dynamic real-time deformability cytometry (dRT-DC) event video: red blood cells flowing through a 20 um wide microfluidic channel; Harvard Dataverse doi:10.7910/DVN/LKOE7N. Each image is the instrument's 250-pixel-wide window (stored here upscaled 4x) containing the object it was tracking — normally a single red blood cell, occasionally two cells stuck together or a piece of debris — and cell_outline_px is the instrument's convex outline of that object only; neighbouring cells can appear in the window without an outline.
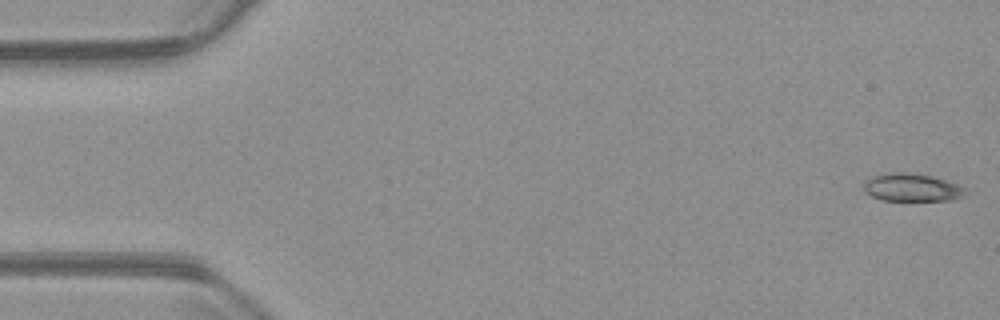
{"species": "common noctule bat (a hibernating species)", "species_latin": "Nyctalus noctula", "temperature_condition": "warm", "stored_images_in_passage": 55, "camera_frame_rate_fps": 3000, "um_per_image_px": 0.085, "animal": {"sex": "male", "body_mass_g": 23.1, "forearm_length_mm": 52.7}, "frame": {"image": 1, "passage_image": 1, "time_ms": 0.0, "image_size_px": [1000, 320], "cell_outline_px": [[964, 196], [952, 200], [884, 200], [872, 196], [864, 192], [864, 184], [872, 176], [884, 172], [908, 172], [932, 176], [956, 184], [964, 188]], "centroid_in_image_um": [77.47, 15.92], "position_along_channel_um": 7.5, "area_um2": 16.36}}
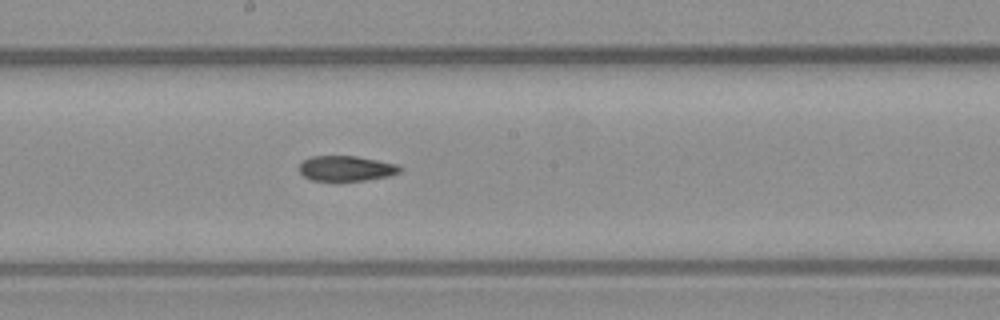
{"frame": {"image": 2, "passage_image": 29, "time_ms": 9.333, "image_size_px": [1000, 320], "cell_outline_px": [[404, 168], [400, 172], [388, 176], [364, 180], [336, 184], [312, 180], [304, 176], [300, 172], [300, 164], [304, 160], [312, 156], [356, 156], [396, 164]], "centroid_in_image_um": [29.4, 14.36], "position_along_channel_um": 218.8, "area_um2": 15.32}}
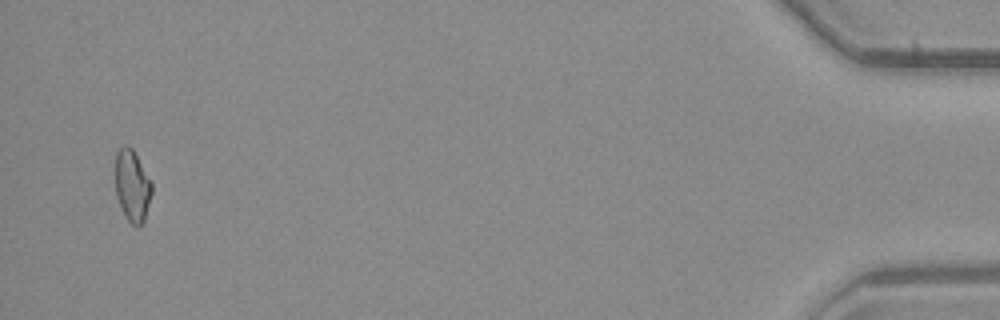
{"frame": {"image": 3, "passage_image": 53, "time_ms": 17.333, "image_size_px": [1000, 320], "cell_outline_px": [[152, 192], [144, 220], [140, 224], [132, 224], [124, 216], [116, 196], [116, 152], [124, 144], [128, 144], [132, 148], [152, 180]], "centroid_in_image_um": [11.24, 15.75], "position_along_channel_um": 424.0, "area_um2": 15.26}, "authors_computed_cell_mechanics": {"area_um2": 15.8372, "velocity_mm_per_s": 3.7452, "shape_relaxation_time_tau1_ms": null, "shape_relaxation_time_tau2_ms": 9.8327, "deformation_change_tau1": null, "deformation_change_tau2": 0.1574}}